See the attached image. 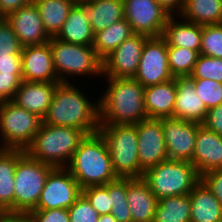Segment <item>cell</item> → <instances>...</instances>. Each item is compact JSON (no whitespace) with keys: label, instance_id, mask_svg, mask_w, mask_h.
<instances>
[{"label":"cell","instance_id":"6da1fadb","mask_svg":"<svg viewBox=\"0 0 222 222\" xmlns=\"http://www.w3.org/2000/svg\"><path fill=\"white\" fill-rule=\"evenodd\" d=\"M79 83L60 82L42 123L84 130L88 135L100 127L99 99L92 101L77 86ZM89 98V99H88ZM91 99V100H90Z\"/></svg>","mask_w":222,"mask_h":222},{"label":"cell","instance_id":"7a4b0ae2","mask_svg":"<svg viewBox=\"0 0 222 222\" xmlns=\"http://www.w3.org/2000/svg\"><path fill=\"white\" fill-rule=\"evenodd\" d=\"M99 99L100 125H134L147 119L144 89L133 78H106Z\"/></svg>","mask_w":222,"mask_h":222},{"label":"cell","instance_id":"3957f363","mask_svg":"<svg viewBox=\"0 0 222 222\" xmlns=\"http://www.w3.org/2000/svg\"><path fill=\"white\" fill-rule=\"evenodd\" d=\"M66 169L82 189L103 186L118 179L112 167L106 141L99 132L86 136Z\"/></svg>","mask_w":222,"mask_h":222},{"label":"cell","instance_id":"277c9868","mask_svg":"<svg viewBox=\"0 0 222 222\" xmlns=\"http://www.w3.org/2000/svg\"><path fill=\"white\" fill-rule=\"evenodd\" d=\"M87 135L84 130L77 128L42 123L25 152L31 158L54 168H66Z\"/></svg>","mask_w":222,"mask_h":222},{"label":"cell","instance_id":"5b68a950","mask_svg":"<svg viewBox=\"0 0 222 222\" xmlns=\"http://www.w3.org/2000/svg\"><path fill=\"white\" fill-rule=\"evenodd\" d=\"M49 43L54 69L60 82H70L75 76L103 78V60L93 46L73 44L55 37H51Z\"/></svg>","mask_w":222,"mask_h":222},{"label":"cell","instance_id":"8992f818","mask_svg":"<svg viewBox=\"0 0 222 222\" xmlns=\"http://www.w3.org/2000/svg\"><path fill=\"white\" fill-rule=\"evenodd\" d=\"M142 178L158 200L163 197L187 195L201 180L191 162L172 159L146 170Z\"/></svg>","mask_w":222,"mask_h":222},{"label":"cell","instance_id":"52a82bcc","mask_svg":"<svg viewBox=\"0 0 222 222\" xmlns=\"http://www.w3.org/2000/svg\"><path fill=\"white\" fill-rule=\"evenodd\" d=\"M118 178H139L138 133L135 125H100Z\"/></svg>","mask_w":222,"mask_h":222},{"label":"cell","instance_id":"ba28073f","mask_svg":"<svg viewBox=\"0 0 222 222\" xmlns=\"http://www.w3.org/2000/svg\"><path fill=\"white\" fill-rule=\"evenodd\" d=\"M53 169L26 152L18 159L14 176V215H25L37 206L47 176Z\"/></svg>","mask_w":222,"mask_h":222},{"label":"cell","instance_id":"9c48e42d","mask_svg":"<svg viewBox=\"0 0 222 222\" xmlns=\"http://www.w3.org/2000/svg\"><path fill=\"white\" fill-rule=\"evenodd\" d=\"M42 119L11 100L0 103V149L25 150L35 138Z\"/></svg>","mask_w":222,"mask_h":222},{"label":"cell","instance_id":"30bf717a","mask_svg":"<svg viewBox=\"0 0 222 222\" xmlns=\"http://www.w3.org/2000/svg\"><path fill=\"white\" fill-rule=\"evenodd\" d=\"M133 79L143 87L174 79L169 68L167 41L162 37H149L144 44L139 66Z\"/></svg>","mask_w":222,"mask_h":222},{"label":"cell","instance_id":"8fae6325","mask_svg":"<svg viewBox=\"0 0 222 222\" xmlns=\"http://www.w3.org/2000/svg\"><path fill=\"white\" fill-rule=\"evenodd\" d=\"M81 194L82 188L66 168H54L33 210L69 209Z\"/></svg>","mask_w":222,"mask_h":222},{"label":"cell","instance_id":"7c38bea8","mask_svg":"<svg viewBox=\"0 0 222 222\" xmlns=\"http://www.w3.org/2000/svg\"><path fill=\"white\" fill-rule=\"evenodd\" d=\"M125 19L134 34L160 37L171 16L156 0H123Z\"/></svg>","mask_w":222,"mask_h":222},{"label":"cell","instance_id":"4fadbf2b","mask_svg":"<svg viewBox=\"0 0 222 222\" xmlns=\"http://www.w3.org/2000/svg\"><path fill=\"white\" fill-rule=\"evenodd\" d=\"M138 133L140 177L143 173L168 159L161 119L147 118L134 124Z\"/></svg>","mask_w":222,"mask_h":222},{"label":"cell","instance_id":"5bb4252c","mask_svg":"<svg viewBox=\"0 0 222 222\" xmlns=\"http://www.w3.org/2000/svg\"><path fill=\"white\" fill-rule=\"evenodd\" d=\"M149 37L133 34L103 60L104 78H133L137 72L145 41Z\"/></svg>","mask_w":222,"mask_h":222},{"label":"cell","instance_id":"9a60e30c","mask_svg":"<svg viewBox=\"0 0 222 222\" xmlns=\"http://www.w3.org/2000/svg\"><path fill=\"white\" fill-rule=\"evenodd\" d=\"M168 159L191 162L198 128L202 125L176 118L161 119Z\"/></svg>","mask_w":222,"mask_h":222},{"label":"cell","instance_id":"2e32d148","mask_svg":"<svg viewBox=\"0 0 222 222\" xmlns=\"http://www.w3.org/2000/svg\"><path fill=\"white\" fill-rule=\"evenodd\" d=\"M5 19L23 47L50 41L51 37L45 31L39 11L32 0L11 12Z\"/></svg>","mask_w":222,"mask_h":222},{"label":"cell","instance_id":"e0dca14e","mask_svg":"<svg viewBox=\"0 0 222 222\" xmlns=\"http://www.w3.org/2000/svg\"><path fill=\"white\" fill-rule=\"evenodd\" d=\"M21 68L22 81L60 82L54 69L49 42L23 47Z\"/></svg>","mask_w":222,"mask_h":222},{"label":"cell","instance_id":"ac0fdd59","mask_svg":"<svg viewBox=\"0 0 222 222\" xmlns=\"http://www.w3.org/2000/svg\"><path fill=\"white\" fill-rule=\"evenodd\" d=\"M175 86L173 118L202 124L208 109L196 94L193 79L190 76L175 77Z\"/></svg>","mask_w":222,"mask_h":222},{"label":"cell","instance_id":"d6986e66","mask_svg":"<svg viewBox=\"0 0 222 222\" xmlns=\"http://www.w3.org/2000/svg\"><path fill=\"white\" fill-rule=\"evenodd\" d=\"M59 83L22 81L11 101L43 119Z\"/></svg>","mask_w":222,"mask_h":222},{"label":"cell","instance_id":"ffe728a7","mask_svg":"<svg viewBox=\"0 0 222 222\" xmlns=\"http://www.w3.org/2000/svg\"><path fill=\"white\" fill-rule=\"evenodd\" d=\"M191 163L200 176L211 170L222 169V136L201 125Z\"/></svg>","mask_w":222,"mask_h":222},{"label":"cell","instance_id":"44dd1931","mask_svg":"<svg viewBox=\"0 0 222 222\" xmlns=\"http://www.w3.org/2000/svg\"><path fill=\"white\" fill-rule=\"evenodd\" d=\"M127 202L132 222H153L158 199L142 178H127Z\"/></svg>","mask_w":222,"mask_h":222},{"label":"cell","instance_id":"7402d4cb","mask_svg":"<svg viewBox=\"0 0 222 222\" xmlns=\"http://www.w3.org/2000/svg\"><path fill=\"white\" fill-rule=\"evenodd\" d=\"M176 100L175 78L144 89V107L148 118H173Z\"/></svg>","mask_w":222,"mask_h":222},{"label":"cell","instance_id":"603a6c76","mask_svg":"<svg viewBox=\"0 0 222 222\" xmlns=\"http://www.w3.org/2000/svg\"><path fill=\"white\" fill-rule=\"evenodd\" d=\"M25 153L20 149H0V212L14 215L15 168Z\"/></svg>","mask_w":222,"mask_h":222},{"label":"cell","instance_id":"cb8c5ba5","mask_svg":"<svg viewBox=\"0 0 222 222\" xmlns=\"http://www.w3.org/2000/svg\"><path fill=\"white\" fill-rule=\"evenodd\" d=\"M77 3L88 16L94 34L125 18L123 0H87Z\"/></svg>","mask_w":222,"mask_h":222},{"label":"cell","instance_id":"d4e9b609","mask_svg":"<svg viewBox=\"0 0 222 222\" xmlns=\"http://www.w3.org/2000/svg\"><path fill=\"white\" fill-rule=\"evenodd\" d=\"M179 18V15H175L167 20L162 35L167 46L185 47L200 54L202 25Z\"/></svg>","mask_w":222,"mask_h":222},{"label":"cell","instance_id":"484cf974","mask_svg":"<svg viewBox=\"0 0 222 222\" xmlns=\"http://www.w3.org/2000/svg\"><path fill=\"white\" fill-rule=\"evenodd\" d=\"M189 195L190 222H222V204L201 180Z\"/></svg>","mask_w":222,"mask_h":222},{"label":"cell","instance_id":"4316f807","mask_svg":"<svg viewBox=\"0 0 222 222\" xmlns=\"http://www.w3.org/2000/svg\"><path fill=\"white\" fill-rule=\"evenodd\" d=\"M55 38L83 46H93L94 33L84 9L76 3Z\"/></svg>","mask_w":222,"mask_h":222},{"label":"cell","instance_id":"83f0119b","mask_svg":"<svg viewBox=\"0 0 222 222\" xmlns=\"http://www.w3.org/2000/svg\"><path fill=\"white\" fill-rule=\"evenodd\" d=\"M41 16L45 31L55 37L77 0H32Z\"/></svg>","mask_w":222,"mask_h":222},{"label":"cell","instance_id":"f1b7e54d","mask_svg":"<svg viewBox=\"0 0 222 222\" xmlns=\"http://www.w3.org/2000/svg\"><path fill=\"white\" fill-rule=\"evenodd\" d=\"M179 17L200 25L222 24V0H185Z\"/></svg>","mask_w":222,"mask_h":222},{"label":"cell","instance_id":"f546056e","mask_svg":"<svg viewBox=\"0 0 222 222\" xmlns=\"http://www.w3.org/2000/svg\"><path fill=\"white\" fill-rule=\"evenodd\" d=\"M131 25L124 18L119 20L104 30L94 34L93 48L97 55L104 60L123 41L133 35Z\"/></svg>","mask_w":222,"mask_h":222},{"label":"cell","instance_id":"4dcf8cb0","mask_svg":"<svg viewBox=\"0 0 222 222\" xmlns=\"http://www.w3.org/2000/svg\"><path fill=\"white\" fill-rule=\"evenodd\" d=\"M190 195L163 197L158 200L153 222H190Z\"/></svg>","mask_w":222,"mask_h":222},{"label":"cell","instance_id":"1f68e13d","mask_svg":"<svg viewBox=\"0 0 222 222\" xmlns=\"http://www.w3.org/2000/svg\"><path fill=\"white\" fill-rule=\"evenodd\" d=\"M167 52L172 76L174 78L191 76L200 54L195 50L174 46H167Z\"/></svg>","mask_w":222,"mask_h":222},{"label":"cell","instance_id":"d6a6232c","mask_svg":"<svg viewBox=\"0 0 222 222\" xmlns=\"http://www.w3.org/2000/svg\"><path fill=\"white\" fill-rule=\"evenodd\" d=\"M111 197V214L117 222H132L131 212L127 202V178L117 180L104 185Z\"/></svg>","mask_w":222,"mask_h":222},{"label":"cell","instance_id":"836d02e7","mask_svg":"<svg viewBox=\"0 0 222 222\" xmlns=\"http://www.w3.org/2000/svg\"><path fill=\"white\" fill-rule=\"evenodd\" d=\"M200 54L222 59V24L202 25Z\"/></svg>","mask_w":222,"mask_h":222},{"label":"cell","instance_id":"e575fe53","mask_svg":"<svg viewBox=\"0 0 222 222\" xmlns=\"http://www.w3.org/2000/svg\"><path fill=\"white\" fill-rule=\"evenodd\" d=\"M196 94L201 98L205 107L222 104V83L211 79H193Z\"/></svg>","mask_w":222,"mask_h":222},{"label":"cell","instance_id":"d590c367","mask_svg":"<svg viewBox=\"0 0 222 222\" xmlns=\"http://www.w3.org/2000/svg\"><path fill=\"white\" fill-rule=\"evenodd\" d=\"M190 77L211 79L222 83V59L200 54Z\"/></svg>","mask_w":222,"mask_h":222},{"label":"cell","instance_id":"8d00e7d4","mask_svg":"<svg viewBox=\"0 0 222 222\" xmlns=\"http://www.w3.org/2000/svg\"><path fill=\"white\" fill-rule=\"evenodd\" d=\"M82 195L99 215L111 214V197L109 196L108 189L104 185L84 188L82 189Z\"/></svg>","mask_w":222,"mask_h":222},{"label":"cell","instance_id":"74e56055","mask_svg":"<svg viewBox=\"0 0 222 222\" xmlns=\"http://www.w3.org/2000/svg\"><path fill=\"white\" fill-rule=\"evenodd\" d=\"M67 210L70 222H97L100 216L82 194Z\"/></svg>","mask_w":222,"mask_h":222},{"label":"cell","instance_id":"f35d334b","mask_svg":"<svg viewBox=\"0 0 222 222\" xmlns=\"http://www.w3.org/2000/svg\"><path fill=\"white\" fill-rule=\"evenodd\" d=\"M22 49L11 25L5 18H0V54H21Z\"/></svg>","mask_w":222,"mask_h":222},{"label":"cell","instance_id":"ab89813d","mask_svg":"<svg viewBox=\"0 0 222 222\" xmlns=\"http://www.w3.org/2000/svg\"><path fill=\"white\" fill-rule=\"evenodd\" d=\"M30 222H70L67 209L32 210L25 214Z\"/></svg>","mask_w":222,"mask_h":222},{"label":"cell","instance_id":"60d3db41","mask_svg":"<svg viewBox=\"0 0 222 222\" xmlns=\"http://www.w3.org/2000/svg\"><path fill=\"white\" fill-rule=\"evenodd\" d=\"M21 82L22 74H1L0 72V103L12 100Z\"/></svg>","mask_w":222,"mask_h":222},{"label":"cell","instance_id":"b9f144b4","mask_svg":"<svg viewBox=\"0 0 222 222\" xmlns=\"http://www.w3.org/2000/svg\"><path fill=\"white\" fill-rule=\"evenodd\" d=\"M201 181L222 204V169L208 171L201 175Z\"/></svg>","mask_w":222,"mask_h":222},{"label":"cell","instance_id":"7bdbcfd3","mask_svg":"<svg viewBox=\"0 0 222 222\" xmlns=\"http://www.w3.org/2000/svg\"><path fill=\"white\" fill-rule=\"evenodd\" d=\"M202 125L208 130L222 136V104L207 110Z\"/></svg>","mask_w":222,"mask_h":222},{"label":"cell","instance_id":"ee69618b","mask_svg":"<svg viewBox=\"0 0 222 222\" xmlns=\"http://www.w3.org/2000/svg\"><path fill=\"white\" fill-rule=\"evenodd\" d=\"M1 74H22L21 54H0Z\"/></svg>","mask_w":222,"mask_h":222},{"label":"cell","instance_id":"f6af8a7d","mask_svg":"<svg viewBox=\"0 0 222 222\" xmlns=\"http://www.w3.org/2000/svg\"><path fill=\"white\" fill-rule=\"evenodd\" d=\"M31 0H0V18H5L11 12L25 6Z\"/></svg>","mask_w":222,"mask_h":222},{"label":"cell","instance_id":"bcb514c9","mask_svg":"<svg viewBox=\"0 0 222 222\" xmlns=\"http://www.w3.org/2000/svg\"><path fill=\"white\" fill-rule=\"evenodd\" d=\"M156 1L171 16L179 15L183 9L185 2V0H156Z\"/></svg>","mask_w":222,"mask_h":222},{"label":"cell","instance_id":"7dc6e473","mask_svg":"<svg viewBox=\"0 0 222 222\" xmlns=\"http://www.w3.org/2000/svg\"><path fill=\"white\" fill-rule=\"evenodd\" d=\"M0 222H30L25 215L4 214Z\"/></svg>","mask_w":222,"mask_h":222},{"label":"cell","instance_id":"c3c4849f","mask_svg":"<svg viewBox=\"0 0 222 222\" xmlns=\"http://www.w3.org/2000/svg\"><path fill=\"white\" fill-rule=\"evenodd\" d=\"M97 222H117L112 214L100 215Z\"/></svg>","mask_w":222,"mask_h":222},{"label":"cell","instance_id":"681fc988","mask_svg":"<svg viewBox=\"0 0 222 222\" xmlns=\"http://www.w3.org/2000/svg\"><path fill=\"white\" fill-rule=\"evenodd\" d=\"M3 215H4V213L0 212V221H1L2 217H3Z\"/></svg>","mask_w":222,"mask_h":222}]
</instances>
